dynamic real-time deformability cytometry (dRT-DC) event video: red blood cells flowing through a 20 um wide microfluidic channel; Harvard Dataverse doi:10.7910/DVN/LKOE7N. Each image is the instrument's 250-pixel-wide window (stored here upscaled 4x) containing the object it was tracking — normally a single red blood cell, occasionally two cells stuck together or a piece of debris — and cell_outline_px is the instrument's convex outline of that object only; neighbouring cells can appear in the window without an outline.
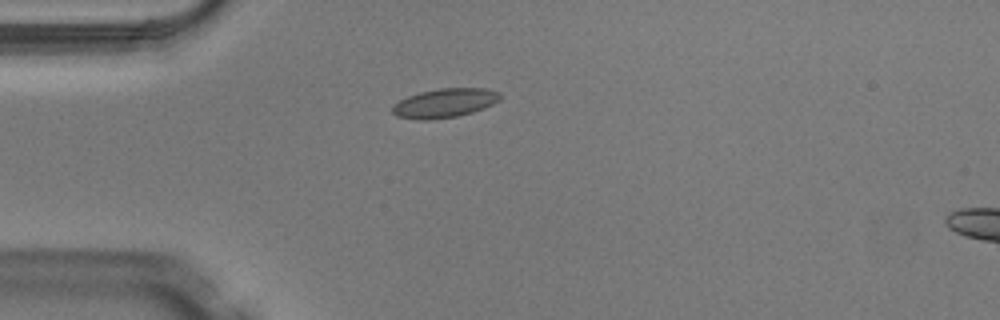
{"species": "Egyptian fruit bat (a non-hibernating species)", "species_latin": "Rousettus aegyptiacus", "temperature_condition": "warm", "stored_images_in_passage": 1, "camera_frame_rate_fps": 3000, "um_per_image_px": 0.085, "animal": {"sex": "male"}, "frame": {"image": 1, "passage_image": 1, "time_ms": 0.0, "image_size_px": [1000, 320], "cell_outline_px": [[500, 100], [484, 108], [472, 112], [456, 116], [428, 120], [420, 120], [396, 116], [392, 112], [392, 108], [400, 100], [408, 96], [420, 92], [440, 88], [484, 88], [500, 92]], "centroid_in_image_um": [37.81, 8.75], "position_along_channel_um": 47.2, "area_um2": 18.09}}